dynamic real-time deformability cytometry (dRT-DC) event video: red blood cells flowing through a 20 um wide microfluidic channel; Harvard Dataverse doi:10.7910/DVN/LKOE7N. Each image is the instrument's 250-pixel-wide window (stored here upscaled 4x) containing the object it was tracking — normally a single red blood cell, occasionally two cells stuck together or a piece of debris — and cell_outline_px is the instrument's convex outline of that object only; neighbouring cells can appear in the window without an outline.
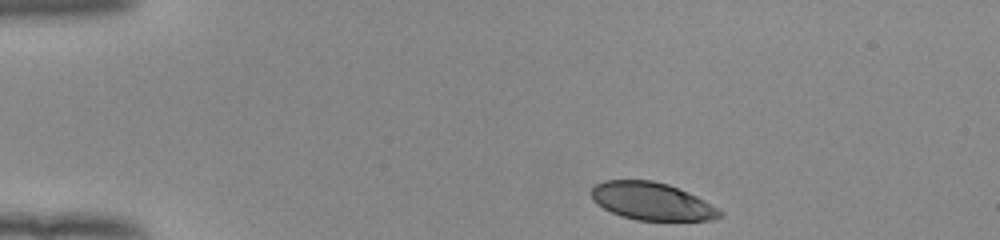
{"species": "human", "species_latin": "Homo sapiens", "temperature_condition": "room temperature", "stored_images_in_passage": 44, "camera_frame_rate_fps": 3000, "um_per_image_px": 0.085, "donor": {"sex": "female"}, "frame": {"image": 1, "passage_image": 1, "time_ms": 0.0, "image_size_px": [1000, 240], "cell_outline_px": [[724, 216], [712, 220], [636, 220], [612, 212], [604, 208], [592, 200], [592, 188], [596, 184], [604, 180], [652, 180], [668, 184], [696, 196], [704, 200], [724, 212]], "centroid_in_image_um": [55.43, 17.11], "position_along_channel_um": 29.6, "area_um2": 27.98}}
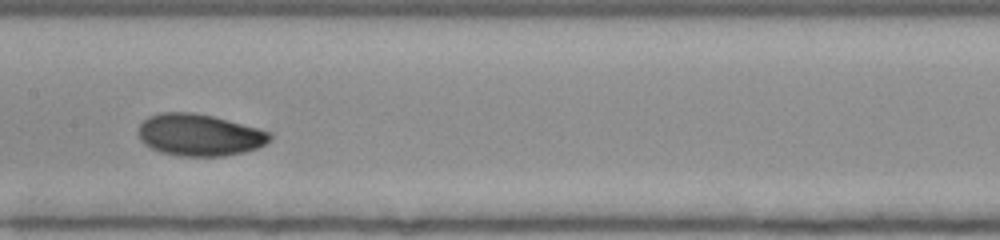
{"frame": {"image": 2, "passage_image": 19, "time_ms": 6.0, "image_size_px": [1000, 240], "cell_outline_px": [[272, 140], [256, 148], [244, 152], [224, 156], [180, 156], [160, 152], [144, 144], [140, 140], [136, 132], [140, 124], [148, 116], [160, 112], [192, 112], [212, 116], [228, 120], [272, 132]], "centroid_in_image_um": [16.92, 11.47], "position_along_channel_um": 190.5, "area_um2": 32.31}}
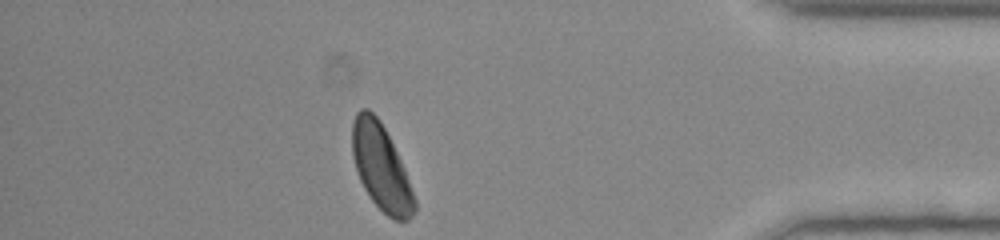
{"frame": {"image": 3, "passage_image": 38, "time_ms": 12.333, "image_size_px": [1000, 240], "cell_outline_px": [[416, 208], [412, 216], [408, 220], [392, 220], [372, 200], [364, 188], [360, 180], [352, 156], [352, 124], [356, 112], [360, 108], [368, 108], [380, 120], [404, 168], [416, 200]], "centroid_in_image_um": [32.38, 14.22], "position_along_channel_um": 402.8, "area_um2": 30.81}, "authors_computed_cell_mechanics": {"area_um2": 31.0964, "velocity_mm_per_s": 3.9132, "shape_relaxation_time_tau1_ms": 2.6736, "shape_relaxation_time_tau2_ms": 4.23, "deformation_change_tau1": 0.1091, "deformation_change_tau2": 0.0689}}